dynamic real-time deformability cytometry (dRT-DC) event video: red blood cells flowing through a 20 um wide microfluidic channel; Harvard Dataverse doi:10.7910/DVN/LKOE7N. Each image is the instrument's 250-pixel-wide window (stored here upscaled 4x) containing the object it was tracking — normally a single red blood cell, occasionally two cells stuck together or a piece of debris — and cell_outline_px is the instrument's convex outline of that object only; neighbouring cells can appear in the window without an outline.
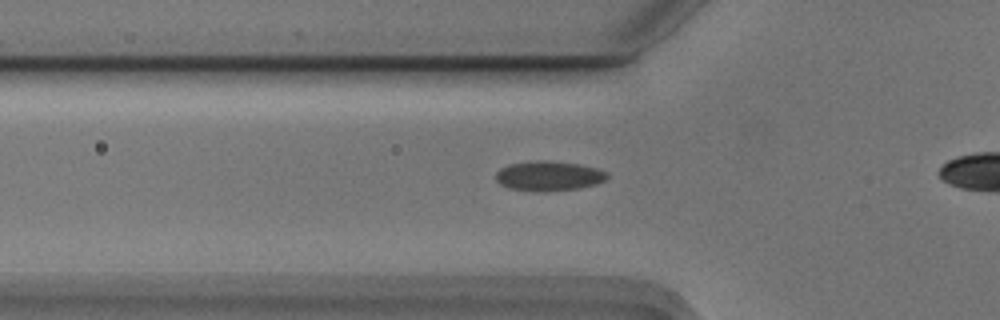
{"species": "Egyptian fruit bat (a non-hibernating species)", "species_latin": "Rousettus aegyptiacus", "temperature_condition": "cold", "stored_images_in_passage": 40, "camera_frame_rate_fps": 3000, "um_per_image_px": 0.085, "animal": {"sex": "male"}, "frame": {"image": 1, "passage_image": 14, "time_ms": 4.333, "image_size_px": [1000, 320], "cell_outline_px": [[608, 176], [604, 180], [596, 184], [580, 188], [544, 192], [532, 192], [508, 188], [500, 184], [496, 180], [496, 172], [500, 168], [508, 164], [536, 160], [548, 160], [580, 164], [596, 168], [608, 172]], "centroid_in_image_um": [46.62, 14.96], "position_along_channel_um": 79.2, "area_um2": 19.65}}
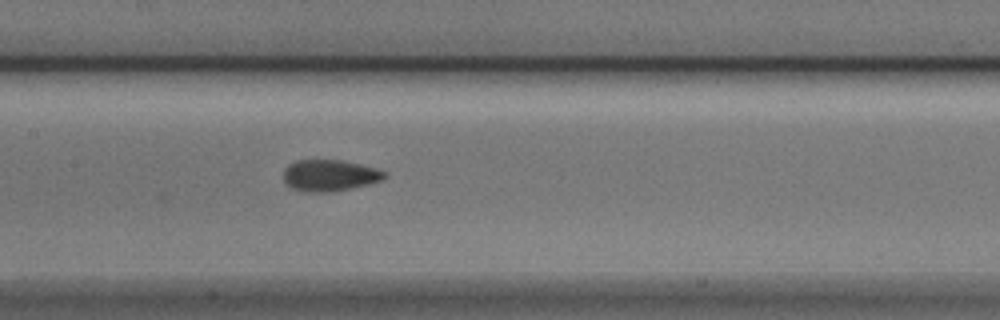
{"frame": {"image": 2, "passage_image": 22, "time_ms": 7.0, "image_size_px": [1000, 320], "cell_outline_px": [[388, 176], [380, 180], [368, 184], [332, 192], [304, 192], [292, 188], [284, 184], [284, 168], [288, 164], [296, 160], [340, 160], [360, 164], [388, 172]], "centroid_in_image_um": [27.99, 14.91], "position_along_channel_um": 179.4, "area_um2": 18.61}}
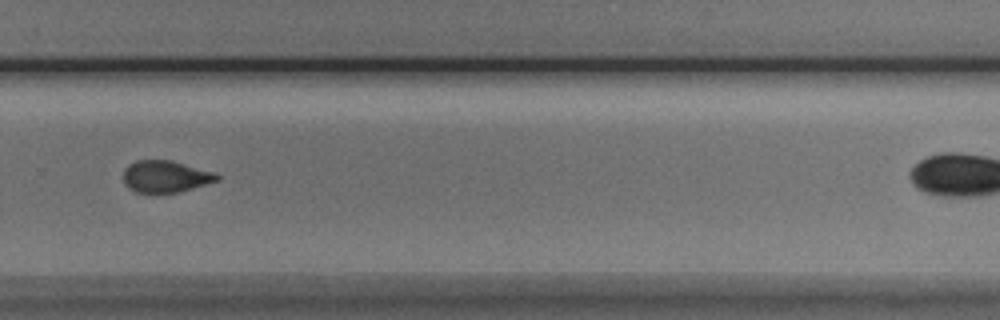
{"frame": {"image": 3, "passage_image": 33, "time_ms": 10.667, "image_size_px": [1000, 320], "cell_outline_px": [[220, 180], [192, 188], [176, 192], [136, 192], [128, 188], [124, 184], [124, 168], [128, 164], [136, 160], [172, 160], [216, 172], [220, 176]], "centroid_in_image_um": [14.08, 14.98], "position_along_channel_um": 315.7, "area_um2": 17.46}}